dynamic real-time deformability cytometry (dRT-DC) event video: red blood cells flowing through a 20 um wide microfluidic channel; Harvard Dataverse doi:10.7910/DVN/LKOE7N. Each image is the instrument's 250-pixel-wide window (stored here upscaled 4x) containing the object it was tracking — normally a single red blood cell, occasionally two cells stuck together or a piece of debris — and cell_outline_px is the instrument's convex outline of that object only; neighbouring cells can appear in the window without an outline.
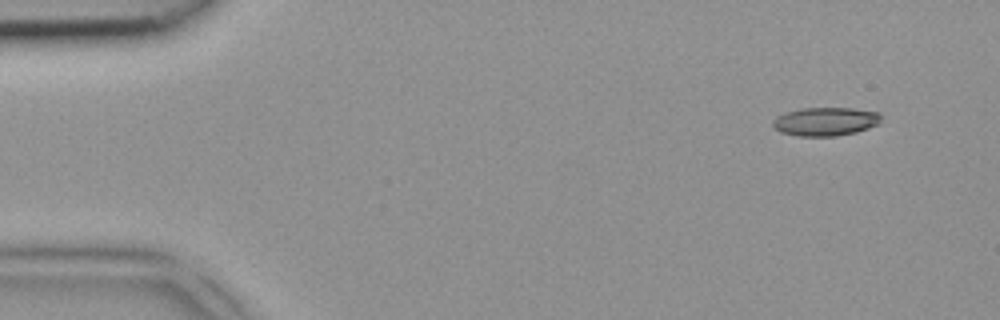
{"species": "common noctule bat (a hibernating species)", "species_latin": "Nyctalus noctula", "temperature_condition": "room temperature", "stored_images_in_passage": 3, "camera_frame_rate_fps": 3000, "um_per_image_px": 0.085, "animal": {"sex": "female", "body_mass_g": 18.4}, "frame": {"image": 1, "passage_image": 1, "time_ms": 0.0, "image_size_px": [1000, 320], "cell_outline_px": [[880, 120], [876, 124], [868, 128], [856, 132], [836, 136], [796, 136], [780, 132], [772, 124], [772, 120], [776, 116], [800, 108], [852, 108], [880, 112]], "centroid_in_image_um": [70.14, 10.33], "position_along_channel_um": 14.9, "area_um2": 17.98}}
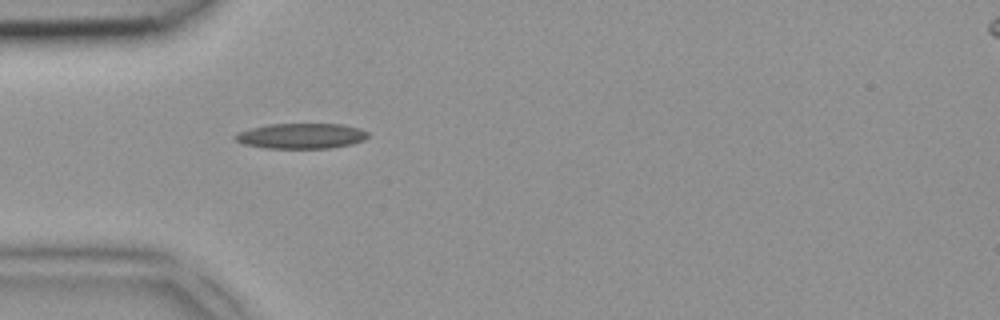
{"frame": {"image": 2, "passage_image": 3, "time_ms": 0.667, "image_size_px": [1000, 320], "cell_outline_px": [[368, 136], [364, 140], [352, 144], [328, 148], [264, 148], [244, 144], [236, 140], [232, 136], [236, 132], [268, 124], [344, 124], [360, 128], [368, 132]], "centroid_in_image_um": [25.6, 11.55], "position_along_channel_um": 59.4, "area_um2": 19.71}}